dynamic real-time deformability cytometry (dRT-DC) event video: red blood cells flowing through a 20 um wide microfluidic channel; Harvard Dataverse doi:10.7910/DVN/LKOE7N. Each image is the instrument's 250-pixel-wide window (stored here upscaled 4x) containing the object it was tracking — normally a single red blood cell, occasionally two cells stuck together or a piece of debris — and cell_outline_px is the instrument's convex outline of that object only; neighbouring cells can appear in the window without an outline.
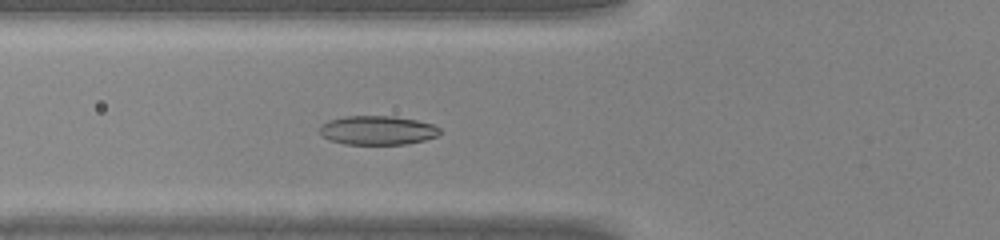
{"species": "common noctule bat (a hibernating species)", "species_latin": "Nyctalus noctula", "temperature_condition": "warm", "stored_images_in_passage": 42, "camera_frame_rate_fps": 3000, "um_per_image_px": 0.085, "animal": {"sex": "male", "body_mass_g": 20.0, "forearm_length_mm": 53.3}, "frame": {"image": 1, "passage_image": 14, "time_ms": 4.333, "image_size_px": [1000, 240], "cell_outline_px": [[440, 132], [436, 136], [424, 140], [404, 144], [344, 144], [328, 140], [320, 132], [320, 124], [328, 120], [344, 116], [392, 116], [416, 120], [432, 124], [440, 128]], "centroid_in_image_um": [32.05, 11.07], "position_along_channel_um": 93.8, "area_um2": 20.29}}
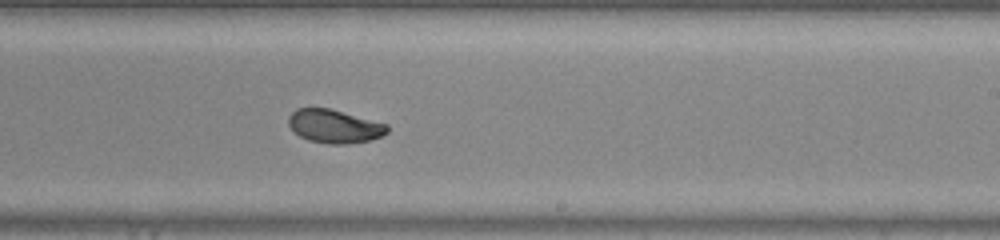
{"frame": {"image": 2, "passage_image": 25, "time_ms": 8.0, "image_size_px": [1000, 240], "cell_outline_px": [[388, 132], [384, 136], [368, 140], [348, 144], [328, 144], [308, 140], [300, 136], [288, 124], [288, 116], [296, 108], [328, 108], [388, 124]], "centroid_in_image_um": [28.43, 10.74], "position_along_channel_um": 260.6, "area_um2": 19.19}}
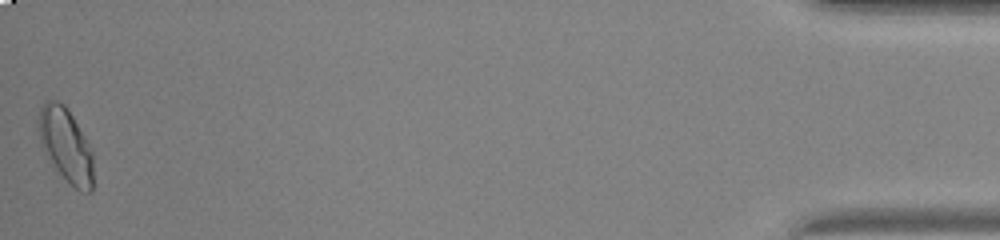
{"frame": {"image": 3, "passage_image": 42, "time_ms": 13.667, "image_size_px": [1000, 240], "cell_outline_px": [[92, 192], [80, 192], [48, 160], [40, 144], [36, 124], [36, 116], [44, 100], [56, 100], [64, 104], [72, 116], [84, 136], [92, 152]], "centroid_in_image_um": [5.53, 12.27], "position_along_channel_um": 429.7, "area_um2": 23.58}}